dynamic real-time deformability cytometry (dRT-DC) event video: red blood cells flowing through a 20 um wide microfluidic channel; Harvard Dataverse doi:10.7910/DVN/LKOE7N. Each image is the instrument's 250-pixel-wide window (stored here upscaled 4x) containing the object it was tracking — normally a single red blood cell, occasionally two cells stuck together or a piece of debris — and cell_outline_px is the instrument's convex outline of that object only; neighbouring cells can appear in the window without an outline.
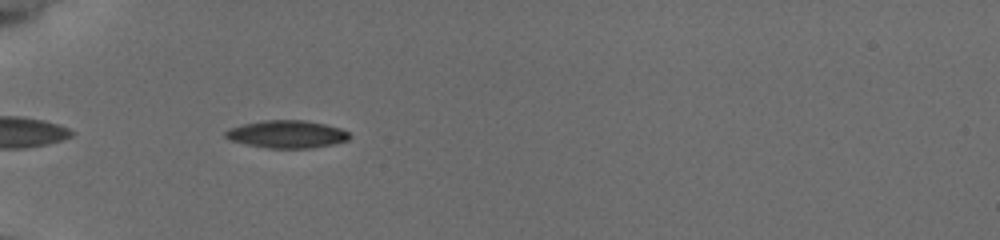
{"species": "common noctule bat (a hibernating species)", "species_latin": "Nyctalus noctula", "temperature_condition": "cold", "stored_images_in_passage": 36, "camera_frame_rate_fps": 3000, "um_per_image_px": 0.085, "animal": {"sex": "female", "body_mass_g": 19.5, "forearm_length_mm": 54.1}, "frame": {"image": 1, "passage_image": 4, "time_ms": 1.0, "image_size_px": [1000, 240], "cell_outline_px": [[352, 136], [348, 140], [332, 144], [312, 148], [268, 148], [244, 144], [228, 140], [224, 136], [224, 132], [228, 128], [260, 120], [304, 120], [324, 124], [340, 128], [348, 132]], "centroid_in_image_um": [24.34, 11.41], "position_along_channel_um": 60.7, "area_um2": 20.11}}
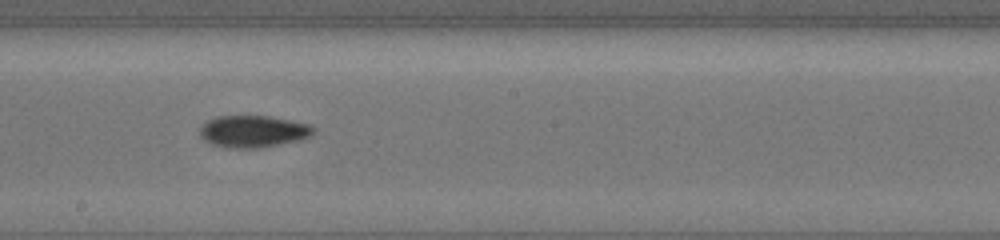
{"frame": {"image": 2, "passage_image": 18, "time_ms": 5.667, "image_size_px": [1000, 240], "cell_outline_px": [[316, 128], [308, 136], [300, 140], [264, 148], [224, 148], [212, 144], [204, 140], [200, 136], [200, 128], [208, 120], [216, 116], [268, 116], [312, 124]], "centroid_in_image_um": [21.52, 11.18], "position_along_channel_um": 226.7, "area_um2": 21.33}}
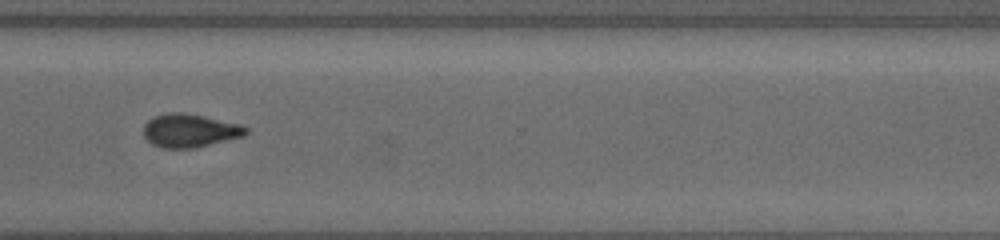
{"frame": {"image": 3, "passage_image": 28, "time_ms": 9.0, "image_size_px": [1000, 240], "cell_outline_px": [[248, 132], [244, 136], [196, 148], [164, 148], [152, 144], [144, 136], [144, 124], [148, 120], [156, 116], [168, 112], [180, 112], [240, 124], [248, 128]], "centroid_in_image_um": [16.13, 11.11], "position_along_channel_um": 354.5, "area_um2": 19.71}, "authors_computed_cell_mechanics": {"area_um2": 20.0277, "velocity_mm_per_s": 3.8341, "shape_relaxation_time_tau1_ms": 2.965, "shape_relaxation_time_tau2_ms": 4.7126, "deformation_change_tau1": 0.1368, "deformation_change_tau2": 0.1048}}